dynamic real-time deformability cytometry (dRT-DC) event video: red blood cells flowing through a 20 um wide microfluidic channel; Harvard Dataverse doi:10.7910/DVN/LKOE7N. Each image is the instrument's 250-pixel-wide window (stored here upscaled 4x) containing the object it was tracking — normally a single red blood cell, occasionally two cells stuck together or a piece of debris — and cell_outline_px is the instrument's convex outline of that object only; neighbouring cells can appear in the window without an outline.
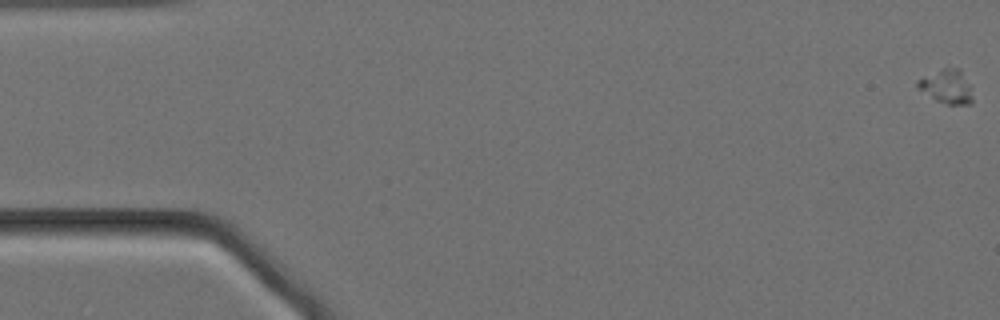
{"species": "Egyptian fruit bat (a non-hibernating species)", "species_latin": "Rousettus aegyptiacus", "temperature_condition": "cold", "stored_images_in_passage": 76, "camera_frame_rate_fps": 3000, "um_per_image_px": 0.085, "animal": {"sex": "female"}, "frame": {"image": 1, "passage_image": 1, "time_ms": 0.0, "image_size_px": [1000, 320], "cell_outline_px": [[972, 104], [948, 104], [936, 100], [916, 88], [916, 80], [944, 68], [960, 68], [972, 84]], "centroid_in_image_um": [80.51, 7.35], "position_along_channel_um": 4.5, "area_um2": 11.04}}
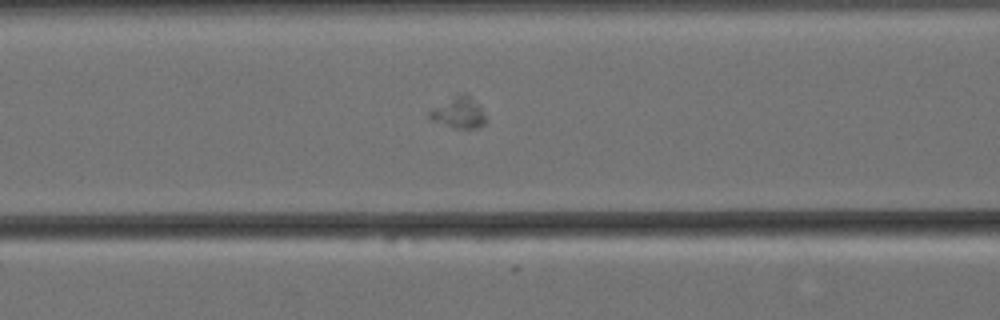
{"frame": {"image": 2, "passage_image": 29, "time_ms": 9.333, "image_size_px": [1000, 320], "cell_outline_px": [[488, 120], [484, 124], [476, 128], [456, 128], [432, 120], [428, 116], [428, 112], [456, 92], [464, 92], [480, 104]], "centroid_in_image_um": [39.03, 9.53], "position_along_channel_um": 127.6, "area_um2": 10.46}}
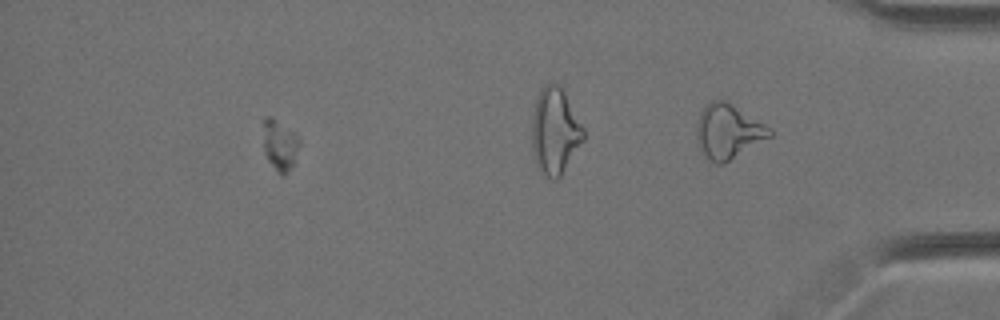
{"frame": {"image": 3, "passage_image": 67, "time_ms": 22.0, "image_size_px": [1000, 320], "cell_outline_px": [[300, 144], [292, 164], [284, 176], [280, 176], [276, 172], [268, 160], [264, 152], [264, 116], [272, 116], [300, 136]], "centroid_in_image_um": [23.79, 12.31], "position_along_channel_um": 411.4, "area_um2": 10.75}}